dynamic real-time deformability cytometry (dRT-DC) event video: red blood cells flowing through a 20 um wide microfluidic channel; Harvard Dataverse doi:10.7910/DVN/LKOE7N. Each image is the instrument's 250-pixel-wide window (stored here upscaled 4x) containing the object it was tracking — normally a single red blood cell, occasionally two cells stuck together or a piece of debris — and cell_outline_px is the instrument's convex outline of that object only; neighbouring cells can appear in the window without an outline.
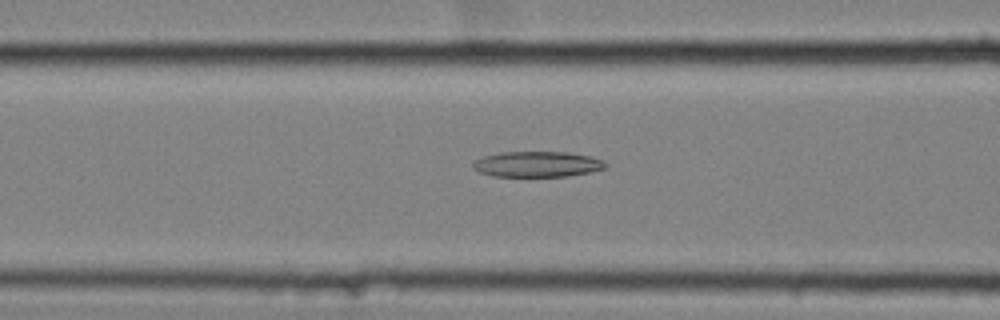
{"species": "common noctule bat (a hibernating species)", "species_latin": "Nyctalus noctula", "temperature_condition": "cold", "stored_images_in_passage": 58, "camera_frame_rate_fps": 3000, "um_per_image_px": 0.085, "animal": {"sex": "female", "body_mass_g": 25.1}, "frame": {"image": 1, "passage_image": 25, "time_ms": 8.0, "image_size_px": [1000, 320], "cell_outline_px": [[608, 164], [604, 168], [588, 172], [568, 176], [492, 176], [480, 172], [472, 168], [472, 164], [476, 160], [484, 156], [500, 152], [564, 152], [588, 156], [600, 160]], "centroid_in_image_um": [45.61, 13.96], "position_along_channel_um": 121.0, "area_um2": 19.48}}
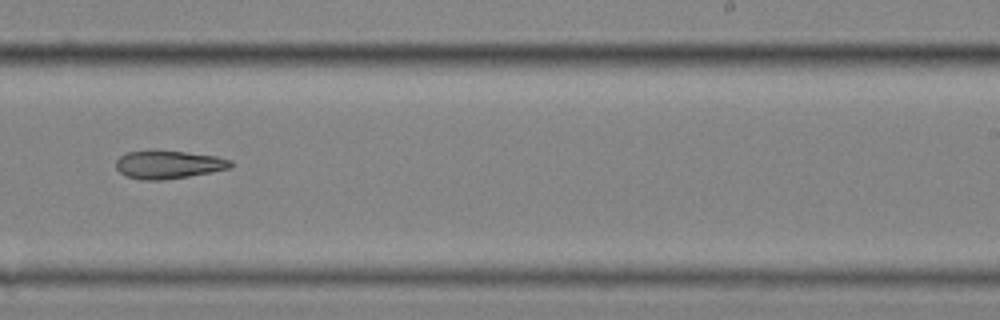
{"frame": {"image": 2, "passage_image": 38, "time_ms": 12.333, "image_size_px": [1000, 320], "cell_outline_px": [[232, 168], [212, 172], [188, 176], [160, 180], [140, 180], [128, 176], [120, 172], [116, 168], [116, 160], [120, 156], [128, 152], [152, 148], [156, 148], [216, 156], [232, 160]], "centroid_in_image_um": [14.31, 13.95], "position_along_channel_um": 274.7, "area_um2": 19.25}}
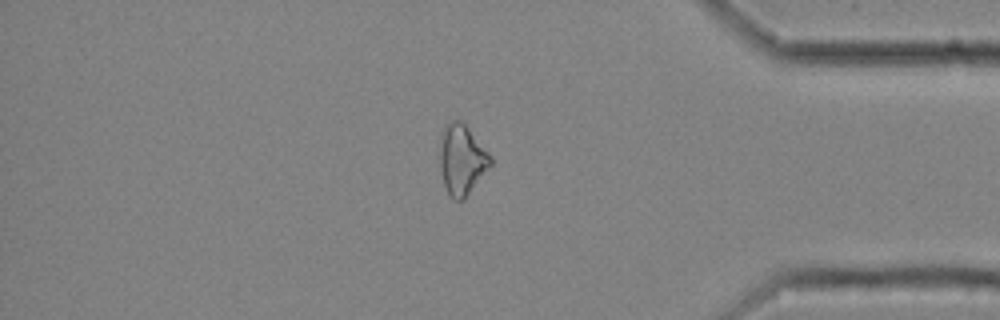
{"frame": {"image": 3, "passage_image": 50, "time_ms": 16.333, "image_size_px": [1000, 320], "cell_outline_px": [[492, 164], [464, 200], [456, 200], [448, 192], [444, 184], [440, 164], [440, 148], [444, 124], [452, 120], [460, 120], [468, 128], [492, 160]], "centroid_in_image_um": [39.24, 13.58], "position_along_channel_um": 396.0, "area_um2": 20.11}}